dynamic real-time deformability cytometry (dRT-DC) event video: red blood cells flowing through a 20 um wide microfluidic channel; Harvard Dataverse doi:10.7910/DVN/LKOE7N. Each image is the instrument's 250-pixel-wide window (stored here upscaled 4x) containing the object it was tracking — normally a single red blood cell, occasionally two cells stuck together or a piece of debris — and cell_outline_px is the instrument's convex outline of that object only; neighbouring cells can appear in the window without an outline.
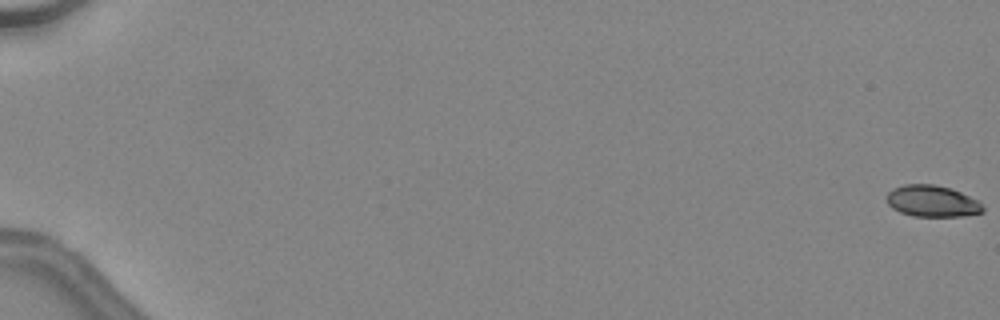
{"species": "common noctule bat (a hibernating species)", "species_latin": "Nyctalus noctula", "temperature_condition": "warm", "stored_images_in_passage": 47, "camera_frame_rate_fps": 3000, "um_per_image_px": 0.085, "animal": {"sex": "female", "body_mass_g": 24.6, "forearm_length_mm": 56.2}, "frame": {"image": 1, "passage_image": 1, "time_ms": 0.0, "image_size_px": [1000, 320], "cell_outline_px": [[984, 212], [964, 216], [912, 216], [900, 212], [892, 208], [888, 204], [888, 192], [892, 188], [904, 184], [932, 184], [952, 188], [980, 200], [984, 208]], "centroid_in_image_um": [79.28, 17.09], "position_along_channel_um": 5.7, "area_um2": 17.86}}
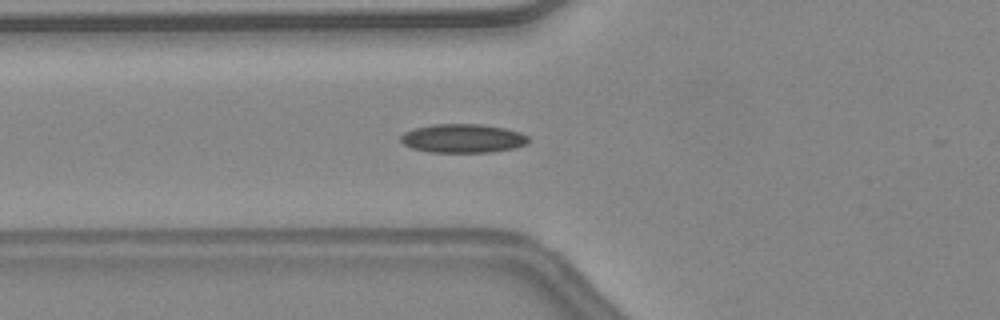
{"frame": {"image": 2, "passage_image": 21, "time_ms": 6.667, "image_size_px": [1000, 320], "cell_outline_px": [[528, 144], [516, 148], [488, 152], [428, 152], [412, 148], [404, 144], [400, 140], [400, 136], [404, 132], [416, 128], [432, 124], [480, 124], [504, 128], [520, 132], [528, 136]], "centroid_in_image_um": [39.35, 11.76], "position_along_channel_um": 86.5, "area_um2": 21.44}}
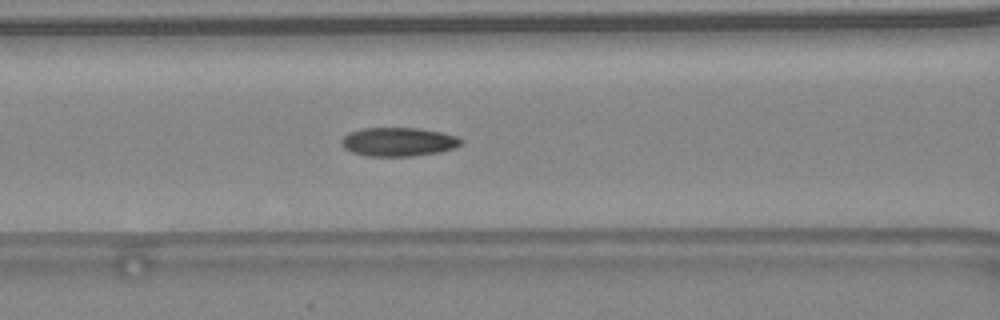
{"frame": {"image": 3, "passage_image": 24, "time_ms": 7.667, "image_size_px": [1000, 320], "cell_outline_px": [[464, 140], [456, 148], [440, 152], [412, 156], [368, 156], [352, 152], [344, 148], [340, 144], [340, 140], [348, 132], [364, 128], [416, 128], [440, 132], [456, 136]], "centroid_in_image_um": [33.85, 12.06], "position_along_channel_um": 132.8, "area_um2": 20.11}, "authors_computed_cell_mechanics": {"area_um2": 19.652, "velocity_mm_per_s": 4.5314, "shape_relaxation_time_tau1_ms": null, "shape_relaxation_time_tau2_ms": 2.57, "deformation_change_tau1": null, "deformation_change_tau2": 0.0746}}